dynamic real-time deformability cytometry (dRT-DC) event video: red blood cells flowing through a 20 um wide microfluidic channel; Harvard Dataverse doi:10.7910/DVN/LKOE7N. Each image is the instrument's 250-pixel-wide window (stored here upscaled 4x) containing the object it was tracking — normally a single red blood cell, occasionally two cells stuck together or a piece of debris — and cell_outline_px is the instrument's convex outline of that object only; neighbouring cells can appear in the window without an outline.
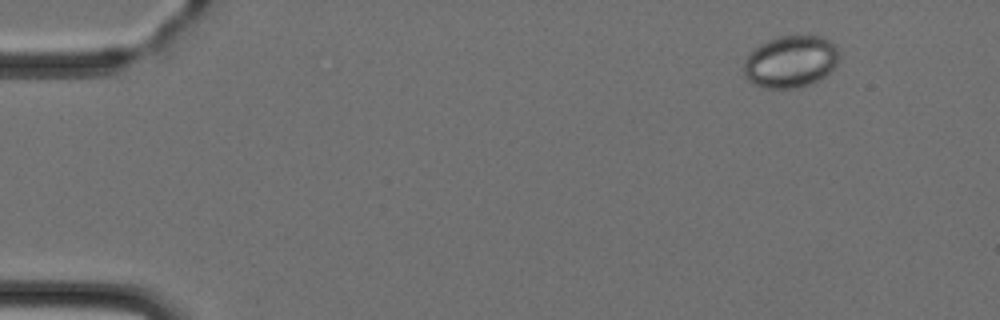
{"species": "Egyptian fruit bat (a non-hibernating species)", "species_latin": "Rousettus aegyptiacus", "temperature_condition": "cold", "stored_images_in_passage": 4, "camera_frame_rate_fps": 3000, "um_per_image_px": 0.085, "animal": {"sex": "female"}, "frame": {"image": 1, "passage_image": 2, "time_ms": 1.333, "image_size_px": [1000, 320], "cell_outline_px": [[836, 64], [824, 76], [808, 84], [796, 88], [764, 88], [752, 84], [744, 76], [744, 60], [748, 52], [760, 44], [776, 36], [796, 32], [824, 36], [836, 44]], "centroid_in_image_um": [67.15, 5.17], "position_along_channel_um": 17.8, "area_um2": 29.54}}